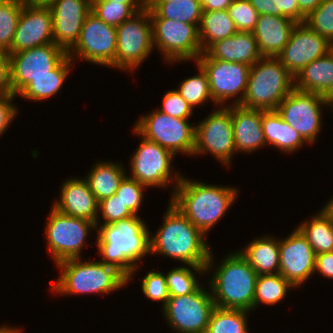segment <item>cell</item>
I'll return each mask as SVG.
<instances>
[{
	"instance_id": "6da1fadb",
	"label": "cell",
	"mask_w": 333,
	"mask_h": 333,
	"mask_svg": "<svg viewBox=\"0 0 333 333\" xmlns=\"http://www.w3.org/2000/svg\"><path fill=\"white\" fill-rule=\"evenodd\" d=\"M143 218L134 215L114 224L96 225L97 259L120 271L128 279V286L139 272L140 261L150 255L151 231Z\"/></svg>"
},
{
	"instance_id": "7a4b0ae2",
	"label": "cell",
	"mask_w": 333,
	"mask_h": 333,
	"mask_svg": "<svg viewBox=\"0 0 333 333\" xmlns=\"http://www.w3.org/2000/svg\"><path fill=\"white\" fill-rule=\"evenodd\" d=\"M168 201L163 222L154 233L150 232V256L206 267L212 251L208 237Z\"/></svg>"
},
{
	"instance_id": "3957f363",
	"label": "cell",
	"mask_w": 333,
	"mask_h": 333,
	"mask_svg": "<svg viewBox=\"0 0 333 333\" xmlns=\"http://www.w3.org/2000/svg\"><path fill=\"white\" fill-rule=\"evenodd\" d=\"M240 190L236 187L205 183L183 174L170 202L207 237L209 232L229 212Z\"/></svg>"
},
{
	"instance_id": "277c9868",
	"label": "cell",
	"mask_w": 333,
	"mask_h": 333,
	"mask_svg": "<svg viewBox=\"0 0 333 333\" xmlns=\"http://www.w3.org/2000/svg\"><path fill=\"white\" fill-rule=\"evenodd\" d=\"M213 252L212 249L206 265V276L211 277H206L209 279L205 283L215 306L252 312L258 274L236 249L217 262Z\"/></svg>"
},
{
	"instance_id": "5b68a950",
	"label": "cell",
	"mask_w": 333,
	"mask_h": 333,
	"mask_svg": "<svg viewBox=\"0 0 333 333\" xmlns=\"http://www.w3.org/2000/svg\"><path fill=\"white\" fill-rule=\"evenodd\" d=\"M69 259L59 262L58 278L48 288L58 296L109 295L128 286V279L115 267L94 257ZM96 259V260H95Z\"/></svg>"
},
{
	"instance_id": "8992f818",
	"label": "cell",
	"mask_w": 333,
	"mask_h": 333,
	"mask_svg": "<svg viewBox=\"0 0 333 333\" xmlns=\"http://www.w3.org/2000/svg\"><path fill=\"white\" fill-rule=\"evenodd\" d=\"M294 89V76L277 57L263 56L250 67L247 90L240 106L276 110Z\"/></svg>"
},
{
	"instance_id": "52a82bcc",
	"label": "cell",
	"mask_w": 333,
	"mask_h": 333,
	"mask_svg": "<svg viewBox=\"0 0 333 333\" xmlns=\"http://www.w3.org/2000/svg\"><path fill=\"white\" fill-rule=\"evenodd\" d=\"M133 136L140 137V143L129 157L127 174L139 183L149 188L171 187L170 197L173 196L175 188L182 178L181 171L173 169L176 156L169 150L161 147L156 142L147 140L134 128L131 129Z\"/></svg>"
},
{
	"instance_id": "ba28073f",
	"label": "cell",
	"mask_w": 333,
	"mask_h": 333,
	"mask_svg": "<svg viewBox=\"0 0 333 333\" xmlns=\"http://www.w3.org/2000/svg\"><path fill=\"white\" fill-rule=\"evenodd\" d=\"M50 212L44 227V238L47 253L54 260V266L59 262L82 258V251L87 246V238L91 232H97L94 222L60 213L50 206ZM86 245V246H85Z\"/></svg>"
},
{
	"instance_id": "9c48e42d",
	"label": "cell",
	"mask_w": 333,
	"mask_h": 333,
	"mask_svg": "<svg viewBox=\"0 0 333 333\" xmlns=\"http://www.w3.org/2000/svg\"><path fill=\"white\" fill-rule=\"evenodd\" d=\"M141 114L133 128L147 140L156 142L175 156H192L195 146V123L155 110Z\"/></svg>"
},
{
	"instance_id": "30bf717a",
	"label": "cell",
	"mask_w": 333,
	"mask_h": 333,
	"mask_svg": "<svg viewBox=\"0 0 333 333\" xmlns=\"http://www.w3.org/2000/svg\"><path fill=\"white\" fill-rule=\"evenodd\" d=\"M151 23L154 49L165 64L194 63L203 53L197 25L167 18H151Z\"/></svg>"
},
{
	"instance_id": "8fae6325",
	"label": "cell",
	"mask_w": 333,
	"mask_h": 333,
	"mask_svg": "<svg viewBox=\"0 0 333 333\" xmlns=\"http://www.w3.org/2000/svg\"><path fill=\"white\" fill-rule=\"evenodd\" d=\"M116 33L115 70L135 75L154 50L149 8L137 12L116 27Z\"/></svg>"
},
{
	"instance_id": "7c38bea8",
	"label": "cell",
	"mask_w": 333,
	"mask_h": 333,
	"mask_svg": "<svg viewBox=\"0 0 333 333\" xmlns=\"http://www.w3.org/2000/svg\"><path fill=\"white\" fill-rule=\"evenodd\" d=\"M210 154L220 165L230 169L237 155L231 119V106L214 108L205 118L195 123L193 156Z\"/></svg>"
},
{
	"instance_id": "4fadbf2b",
	"label": "cell",
	"mask_w": 333,
	"mask_h": 333,
	"mask_svg": "<svg viewBox=\"0 0 333 333\" xmlns=\"http://www.w3.org/2000/svg\"><path fill=\"white\" fill-rule=\"evenodd\" d=\"M325 107L333 112V103L329 99L294 88L276 111L309 145H313L322 133Z\"/></svg>"
},
{
	"instance_id": "5bb4252c",
	"label": "cell",
	"mask_w": 333,
	"mask_h": 333,
	"mask_svg": "<svg viewBox=\"0 0 333 333\" xmlns=\"http://www.w3.org/2000/svg\"><path fill=\"white\" fill-rule=\"evenodd\" d=\"M207 287L201 285L191 294L170 296L161 309V315L172 332L205 333L211 313L216 307L210 288Z\"/></svg>"
},
{
	"instance_id": "9a60e30c",
	"label": "cell",
	"mask_w": 333,
	"mask_h": 333,
	"mask_svg": "<svg viewBox=\"0 0 333 333\" xmlns=\"http://www.w3.org/2000/svg\"><path fill=\"white\" fill-rule=\"evenodd\" d=\"M196 63L207 73L212 99L217 106L227 107L242 103L251 66L211 59L205 52Z\"/></svg>"
},
{
	"instance_id": "2e32d148",
	"label": "cell",
	"mask_w": 333,
	"mask_h": 333,
	"mask_svg": "<svg viewBox=\"0 0 333 333\" xmlns=\"http://www.w3.org/2000/svg\"><path fill=\"white\" fill-rule=\"evenodd\" d=\"M116 49V27L106 24L90 12L85 18L79 39L68 56L74 63L79 60L115 69Z\"/></svg>"
},
{
	"instance_id": "e0dca14e",
	"label": "cell",
	"mask_w": 333,
	"mask_h": 333,
	"mask_svg": "<svg viewBox=\"0 0 333 333\" xmlns=\"http://www.w3.org/2000/svg\"><path fill=\"white\" fill-rule=\"evenodd\" d=\"M7 54L10 59V83L16 96L34 78L55 74V67L68 55L54 43Z\"/></svg>"
},
{
	"instance_id": "ac0fdd59",
	"label": "cell",
	"mask_w": 333,
	"mask_h": 333,
	"mask_svg": "<svg viewBox=\"0 0 333 333\" xmlns=\"http://www.w3.org/2000/svg\"><path fill=\"white\" fill-rule=\"evenodd\" d=\"M279 252V273L299 290L314 276L316 253L297 227L279 238Z\"/></svg>"
},
{
	"instance_id": "d6986e66",
	"label": "cell",
	"mask_w": 333,
	"mask_h": 333,
	"mask_svg": "<svg viewBox=\"0 0 333 333\" xmlns=\"http://www.w3.org/2000/svg\"><path fill=\"white\" fill-rule=\"evenodd\" d=\"M332 43L305 23H297L291 32L289 41L277 55L283 66L295 77L312 61L327 55Z\"/></svg>"
},
{
	"instance_id": "ffe728a7",
	"label": "cell",
	"mask_w": 333,
	"mask_h": 333,
	"mask_svg": "<svg viewBox=\"0 0 333 333\" xmlns=\"http://www.w3.org/2000/svg\"><path fill=\"white\" fill-rule=\"evenodd\" d=\"M50 43H54L50 8L48 5L24 3L12 47L7 53H18Z\"/></svg>"
},
{
	"instance_id": "44dd1931",
	"label": "cell",
	"mask_w": 333,
	"mask_h": 333,
	"mask_svg": "<svg viewBox=\"0 0 333 333\" xmlns=\"http://www.w3.org/2000/svg\"><path fill=\"white\" fill-rule=\"evenodd\" d=\"M53 20L54 44L67 53L79 39L91 0H54L48 4Z\"/></svg>"
},
{
	"instance_id": "7402d4cb",
	"label": "cell",
	"mask_w": 333,
	"mask_h": 333,
	"mask_svg": "<svg viewBox=\"0 0 333 333\" xmlns=\"http://www.w3.org/2000/svg\"><path fill=\"white\" fill-rule=\"evenodd\" d=\"M52 207L62 214L84 218L96 224L99 203L84 176H69L61 183Z\"/></svg>"
},
{
	"instance_id": "603a6c76",
	"label": "cell",
	"mask_w": 333,
	"mask_h": 333,
	"mask_svg": "<svg viewBox=\"0 0 333 333\" xmlns=\"http://www.w3.org/2000/svg\"><path fill=\"white\" fill-rule=\"evenodd\" d=\"M234 144L237 154H250L266 147L262 130V110L231 106Z\"/></svg>"
},
{
	"instance_id": "cb8c5ba5",
	"label": "cell",
	"mask_w": 333,
	"mask_h": 333,
	"mask_svg": "<svg viewBox=\"0 0 333 333\" xmlns=\"http://www.w3.org/2000/svg\"><path fill=\"white\" fill-rule=\"evenodd\" d=\"M296 22L275 15H259L253 31L259 52L262 56L277 57L289 41Z\"/></svg>"
},
{
	"instance_id": "d4e9b609",
	"label": "cell",
	"mask_w": 333,
	"mask_h": 333,
	"mask_svg": "<svg viewBox=\"0 0 333 333\" xmlns=\"http://www.w3.org/2000/svg\"><path fill=\"white\" fill-rule=\"evenodd\" d=\"M211 59L254 65L260 54L253 32H237L229 38L218 40L204 51Z\"/></svg>"
},
{
	"instance_id": "484cf974",
	"label": "cell",
	"mask_w": 333,
	"mask_h": 333,
	"mask_svg": "<svg viewBox=\"0 0 333 333\" xmlns=\"http://www.w3.org/2000/svg\"><path fill=\"white\" fill-rule=\"evenodd\" d=\"M294 88L319 94L333 103V52L305 66L294 77Z\"/></svg>"
},
{
	"instance_id": "4316f807",
	"label": "cell",
	"mask_w": 333,
	"mask_h": 333,
	"mask_svg": "<svg viewBox=\"0 0 333 333\" xmlns=\"http://www.w3.org/2000/svg\"><path fill=\"white\" fill-rule=\"evenodd\" d=\"M262 130L268 146L279 152L292 154L309 144L288 123L283 121L276 110H262Z\"/></svg>"
},
{
	"instance_id": "83f0119b",
	"label": "cell",
	"mask_w": 333,
	"mask_h": 333,
	"mask_svg": "<svg viewBox=\"0 0 333 333\" xmlns=\"http://www.w3.org/2000/svg\"><path fill=\"white\" fill-rule=\"evenodd\" d=\"M279 237L270 233L258 236L238 249L258 275L279 273Z\"/></svg>"
},
{
	"instance_id": "f1b7e54d",
	"label": "cell",
	"mask_w": 333,
	"mask_h": 333,
	"mask_svg": "<svg viewBox=\"0 0 333 333\" xmlns=\"http://www.w3.org/2000/svg\"><path fill=\"white\" fill-rule=\"evenodd\" d=\"M118 161L104 159L97 162L96 160V163L92 164V168L84 177L98 203L115 194L121 181L128 173L127 166L120 160Z\"/></svg>"
},
{
	"instance_id": "f546056e",
	"label": "cell",
	"mask_w": 333,
	"mask_h": 333,
	"mask_svg": "<svg viewBox=\"0 0 333 333\" xmlns=\"http://www.w3.org/2000/svg\"><path fill=\"white\" fill-rule=\"evenodd\" d=\"M74 67L75 63L67 55L55 67V74L34 78L17 96L35 103L57 97Z\"/></svg>"
},
{
	"instance_id": "4dcf8cb0",
	"label": "cell",
	"mask_w": 333,
	"mask_h": 333,
	"mask_svg": "<svg viewBox=\"0 0 333 333\" xmlns=\"http://www.w3.org/2000/svg\"><path fill=\"white\" fill-rule=\"evenodd\" d=\"M150 18H167L199 27L201 0H149Z\"/></svg>"
},
{
	"instance_id": "1f68e13d",
	"label": "cell",
	"mask_w": 333,
	"mask_h": 333,
	"mask_svg": "<svg viewBox=\"0 0 333 333\" xmlns=\"http://www.w3.org/2000/svg\"><path fill=\"white\" fill-rule=\"evenodd\" d=\"M297 228L307 238L308 243L317 254L333 252V222L321 210L310 218H305Z\"/></svg>"
},
{
	"instance_id": "d6a6232c",
	"label": "cell",
	"mask_w": 333,
	"mask_h": 333,
	"mask_svg": "<svg viewBox=\"0 0 333 333\" xmlns=\"http://www.w3.org/2000/svg\"><path fill=\"white\" fill-rule=\"evenodd\" d=\"M198 28L203 52L214 42L229 38L238 32L227 10L202 11Z\"/></svg>"
},
{
	"instance_id": "836d02e7",
	"label": "cell",
	"mask_w": 333,
	"mask_h": 333,
	"mask_svg": "<svg viewBox=\"0 0 333 333\" xmlns=\"http://www.w3.org/2000/svg\"><path fill=\"white\" fill-rule=\"evenodd\" d=\"M296 288L280 273L258 275L255 286L253 311L259 306H275L285 300L290 290Z\"/></svg>"
},
{
	"instance_id": "e575fe53",
	"label": "cell",
	"mask_w": 333,
	"mask_h": 333,
	"mask_svg": "<svg viewBox=\"0 0 333 333\" xmlns=\"http://www.w3.org/2000/svg\"><path fill=\"white\" fill-rule=\"evenodd\" d=\"M164 275L170 296L188 295L204 284L202 278L206 276V267L181 264L164 272Z\"/></svg>"
},
{
	"instance_id": "d590c367",
	"label": "cell",
	"mask_w": 333,
	"mask_h": 333,
	"mask_svg": "<svg viewBox=\"0 0 333 333\" xmlns=\"http://www.w3.org/2000/svg\"><path fill=\"white\" fill-rule=\"evenodd\" d=\"M194 64L197 68V74L180 81L175 90L194 111L196 107L201 105L205 107V104L207 105L210 101L214 108L218 107L212 99L207 73L198 63L194 62Z\"/></svg>"
},
{
	"instance_id": "8d00e7d4",
	"label": "cell",
	"mask_w": 333,
	"mask_h": 333,
	"mask_svg": "<svg viewBox=\"0 0 333 333\" xmlns=\"http://www.w3.org/2000/svg\"><path fill=\"white\" fill-rule=\"evenodd\" d=\"M251 312L242 309L215 307L205 333H250L248 319Z\"/></svg>"
},
{
	"instance_id": "74e56055",
	"label": "cell",
	"mask_w": 333,
	"mask_h": 333,
	"mask_svg": "<svg viewBox=\"0 0 333 333\" xmlns=\"http://www.w3.org/2000/svg\"><path fill=\"white\" fill-rule=\"evenodd\" d=\"M23 6L17 0H0V52L7 53L12 47Z\"/></svg>"
},
{
	"instance_id": "f35d334b",
	"label": "cell",
	"mask_w": 333,
	"mask_h": 333,
	"mask_svg": "<svg viewBox=\"0 0 333 333\" xmlns=\"http://www.w3.org/2000/svg\"><path fill=\"white\" fill-rule=\"evenodd\" d=\"M91 12L106 24L118 27L136 12L128 5L106 0H91Z\"/></svg>"
},
{
	"instance_id": "ab89813d",
	"label": "cell",
	"mask_w": 333,
	"mask_h": 333,
	"mask_svg": "<svg viewBox=\"0 0 333 333\" xmlns=\"http://www.w3.org/2000/svg\"><path fill=\"white\" fill-rule=\"evenodd\" d=\"M304 23L311 30L327 38L333 44V0H323V2L305 18Z\"/></svg>"
},
{
	"instance_id": "60d3db41",
	"label": "cell",
	"mask_w": 333,
	"mask_h": 333,
	"mask_svg": "<svg viewBox=\"0 0 333 333\" xmlns=\"http://www.w3.org/2000/svg\"><path fill=\"white\" fill-rule=\"evenodd\" d=\"M141 290L143 295L151 301L159 302L163 308L170 298L169 290L167 289L166 278L164 272L155 269L149 270L147 274L141 277Z\"/></svg>"
},
{
	"instance_id": "b9f144b4",
	"label": "cell",
	"mask_w": 333,
	"mask_h": 333,
	"mask_svg": "<svg viewBox=\"0 0 333 333\" xmlns=\"http://www.w3.org/2000/svg\"><path fill=\"white\" fill-rule=\"evenodd\" d=\"M146 188V186L139 183L137 180L126 175L115 194L134 215L141 216L138 211H141L145 199L144 192L147 190Z\"/></svg>"
},
{
	"instance_id": "7bdbcfd3",
	"label": "cell",
	"mask_w": 333,
	"mask_h": 333,
	"mask_svg": "<svg viewBox=\"0 0 333 333\" xmlns=\"http://www.w3.org/2000/svg\"><path fill=\"white\" fill-rule=\"evenodd\" d=\"M226 10L238 32L254 31L259 14L249 0H234Z\"/></svg>"
},
{
	"instance_id": "ee69618b",
	"label": "cell",
	"mask_w": 333,
	"mask_h": 333,
	"mask_svg": "<svg viewBox=\"0 0 333 333\" xmlns=\"http://www.w3.org/2000/svg\"><path fill=\"white\" fill-rule=\"evenodd\" d=\"M131 216H134V214L116 194H113L109 198L99 202L96 225L114 224L116 221H120Z\"/></svg>"
},
{
	"instance_id": "f6af8a7d",
	"label": "cell",
	"mask_w": 333,
	"mask_h": 333,
	"mask_svg": "<svg viewBox=\"0 0 333 333\" xmlns=\"http://www.w3.org/2000/svg\"><path fill=\"white\" fill-rule=\"evenodd\" d=\"M157 109L162 113L180 119H191V116H194V110L175 88L164 93L162 104Z\"/></svg>"
},
{
	"instance_id": "bcb514c9",
	"label": "cell",
	"mask_w": 333,
	"mask_h": 333,
	"mask_svg": "<svg viewBox=\"0 0 333 333\" xmlns=\"http://www.w3.org/2000/svg\"><path fill=\"white\" fill-rule=\"evenodd\" d=\"M16 95H0V137L8 131V128L18 116L20 110L14 103Z\"/></svg>"
},
{
	"instance_id": "7dc6e473",
	"label": "cell",
	"mask_w": 333,
	"mask_h": 333,
	"mask_svg": "<svg viewBox=\"0 0 333 333\" xmlns=\"http://www.w3.org/2000/svg\"><path fill=\"white\" fill-rule=\"evenodd\" d=\"M0 95H14L10 83V59L6 52H0Z\"/></svg>"
},
{
	"instance_id": "c3c4849f",
	"label": "cell",
	"mask_w": 333,
	"mask_h": 333,
	"mask_svg": "<svg viewBox=\"0 0 333 333\" xmlns=\"http://www.w3.org/2000/svg\"><path fill=\"white\" fill-rule=\"evenodd\" d=\"M333 280V252H324L316 255L314 275Z\"/></svg>"
},
{
	"instance_id": "681fc988",
	"label": "cell",
	"mask_w": 333,
	"mask_h": 333,
	"mask_svg": "<svg viewBox=\"0 0 333 333\" xmlns=\"http://www.w3.org/2000/svg\"><path fill=\"white\" fill-rule=\"evenodd\" d=\"M259 15L281 16V0H249Z\"/></svg>"
},
{
	"instance_id": "f907efd6",
	"label": "cell",
	"mask_w": 333,
	"mask_h": 333,
	"mask_svg": "<svg viewBox=\"0 0 333 333\" xmlns=\"http://www.w3.org/2000/svg\"><path fill=\"white\" fill-rule=\"evenodd\" d=\"M281 16L287 17L296 23H304L306 18L300 12L297 0H281Z\"/></svg>"
},
{
	"instance_id": "816d5d0a",
	"label": "cell",
	"mask_w": 333,
	"mask_h": 333,
	"mask_svg": "<svg viewBox=\"0 0 333 333\" xmlns=\"http://www.w3.org/2000/svg\"><path fill=\"white\" fill-rule=\"evenodd\" d=\"M234 0H201L202 11L226 10Z\"/></svg>"
},
{
	"instance_id": "f5cc1de1",
	"label": "cell",
	"mask_w": 333,
	"mask_h": 333,
	"mask_svg": "<svg viewBox=\"0 0 333 333\" xmlns=\"http://www.w3.org/2000/svg\"><path fill=\"white\" fill-rule=\"evenodd\" d=\"M323 0H297V5L300 12L307 17L313 10H315Z\"/></svg>"
},
{
	"instance_id": "db71d44e",
	"label": "cell",
	"mask_w": 333,
	"mask_h": 333,
	"mask_svg": "<svg viewBox=\"0 0 333 333\" xmlns=\"http://www.w3.org/2000/svg\"><path fill=\"white\" fill-rule=\"evenodd\" d=\"M106 1L128 4L136 13L143 11L148 7L147 0H106Z\"/></svg>"
},
{
	"instance_id": "11a10c76",
	"label": "cell",
	"mask_w": 333,
	"mask_h": 333,
	"mask_svg": "<svg viewBox=\"0 0 333 333\" xmlns=\"http://www.w3.org/2000/svg\"><path fill=\"white\" fill-rule=\"evenodd\" d=\"M333 222V195L330 197L329 201L323 204V207L320 208Z\"/></svg>"
},
{
	"instance_id": "9f6ffc18",
	"label": "cell",
	"mask_w": 333,
	"mask_h": 333,
	"mask_svg": "<svg viewBox=\"0 0 333 333\" xmlns=\"http://www.w3.org/2000/svg\"><path fill=\"white\" fill-rule=\"evenodd\" d=\"M23 331L22 327L20 328L7 324H3L2 326L0 325V333H24Z\"/></svg>"
},
{
	"instance_id": "6f0895ef",
	"label": "cell",
	"mask_w": 333,
	"mask_h": 333,
	"mask_svg": "<svg viewBox=\"0 0 333 333\" xmlns=\"http://www.w3.org/2000/svg\"><path fill=\"white\" fill-rule=\"evenodd\" d=\"M17 1H20V2H23V3H32V4H34V0H17Z\"/></svg>"
}]
</instances>
